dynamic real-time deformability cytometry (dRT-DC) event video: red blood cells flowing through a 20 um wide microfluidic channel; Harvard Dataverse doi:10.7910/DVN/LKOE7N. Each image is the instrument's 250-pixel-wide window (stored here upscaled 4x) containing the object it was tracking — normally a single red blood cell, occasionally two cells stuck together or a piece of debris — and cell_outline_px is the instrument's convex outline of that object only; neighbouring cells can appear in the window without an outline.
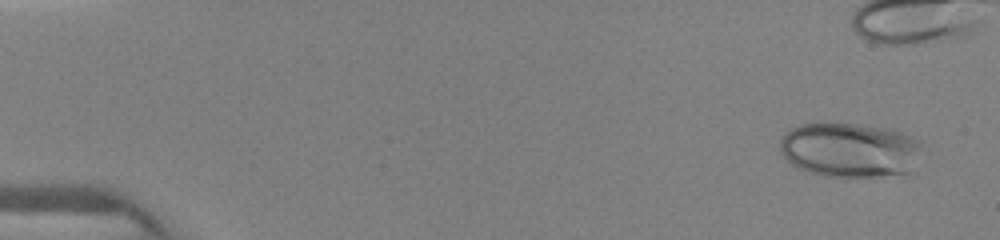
{"species": "human", "species_latin": "Homo sapiens", "temperature_condition": "warm", "stored_images_in_passage": 19, "camera_frame_rate_fps": 3000, "um_per_image_px": 0.085, "donor": {"sex": "female"}, "frame": {"image": 1, "passage_image": 1, "time_ms": 0.0, "image_size_px": [1000, 240], "cell_outline_px": [[924, 140], [912, 172], [880, 176], [824, 176], [808, 172], [796, 168], [784, 160], [780, 152], [780, 140], [792, 128], [800, 124], [856, 124], [888, 128]], "centroid_in_image_um": [72.24, 12.75], "position_along_channel_um": 12.8, "area_um2": 45.49}}